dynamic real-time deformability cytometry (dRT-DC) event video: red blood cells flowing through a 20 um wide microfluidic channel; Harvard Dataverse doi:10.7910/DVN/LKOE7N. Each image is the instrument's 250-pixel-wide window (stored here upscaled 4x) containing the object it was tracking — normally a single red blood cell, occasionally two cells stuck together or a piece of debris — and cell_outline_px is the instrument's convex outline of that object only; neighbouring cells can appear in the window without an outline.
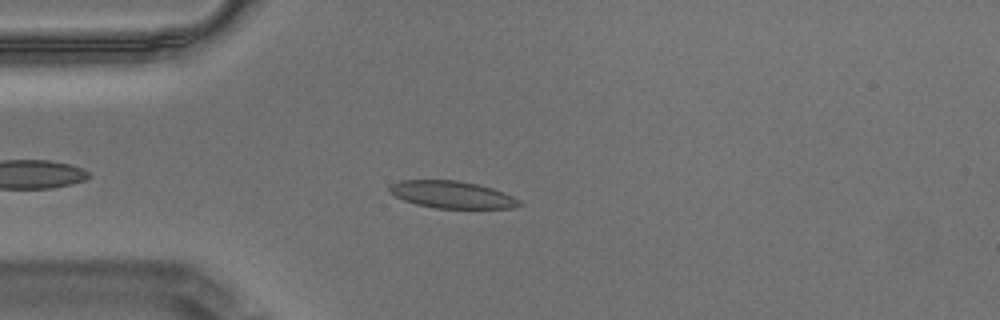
{"species": "Egyptian fruit bat (a non-hibernating species)", "species_latin": "Rousettus aegyptiacus", "temperature_condition": "warm", "stored_images_in_passage": 34, "camera_frame_rate_fps": 3000, "um_per_image_px": 0.085, "animal": {"sex": "male"}, "frame": {"image": 1, "passage_image": 7, "time_ms": 2.0, "image_size_px": [1000, 320], "cell_outline_px": [[524, 204], [512, 208], [436, 208], [416, 204], [404, 200], [388, 192], [388, 184], [400, 180], [456, 180], [476, 184], [492, 188], [504, 192], [520, 200]], "centroid_in_image_um": [38.39, 16.54], "position_along_channel_um": 46.6, "area_um2": 20.63}}
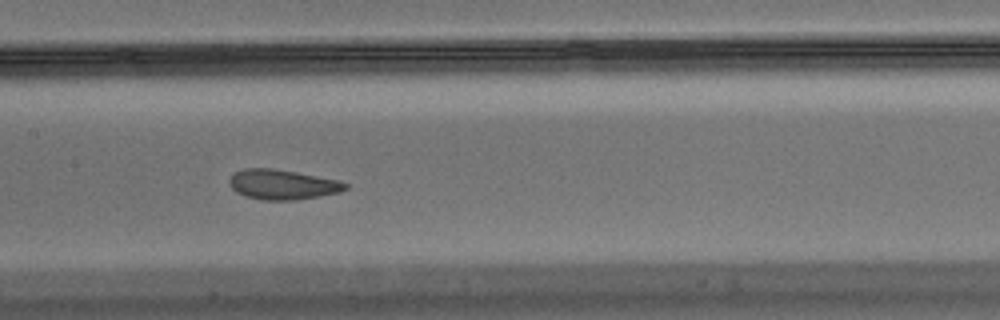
{"frame": {"image": 2, "passage_image": 20, "time_ms": 6.333, "image_size_px": [1000, 320], "cell_outline_px": [[348, 188], [340, 192], [320, 196], [292, 200], [264, 200], [244, 196], [236, 192], [228, 184], [228, 180], [236, 172], [244, 168], [272, 168], [296, 172], [340, 180], [348, 184]], "centroid_in_image_um": [24.01, 15.68], "position_along_channel_um": 183.4, "area_um2": 20.29}}
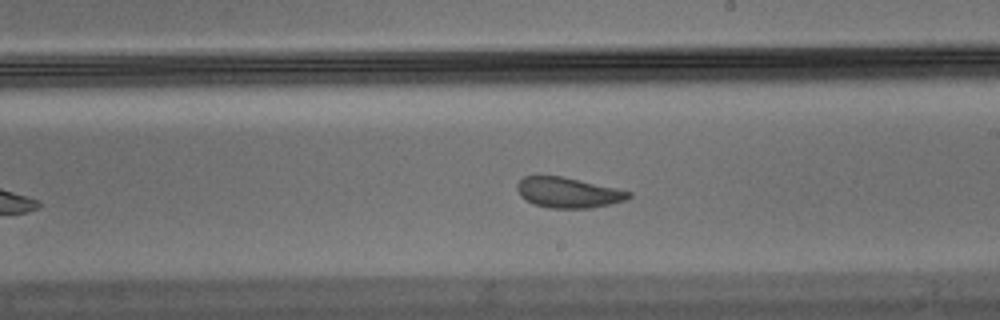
{"frame": {"image": 3, "passage_image": 25, "time_ms": 8.0, "image_size_px": [1000, 320], "cell_outline_px": [[632, 196], [628, 200], [592, 208], [548, 208], [532, 204], [524, 200], [520, 196], [516, 188], [516, 184], [524, 176], [564, 176], [632, 192]], "centroid_in_image_um": [48.28, 16.38], "position_along_channel_um": 240.7, "area_um2": 20.0}}